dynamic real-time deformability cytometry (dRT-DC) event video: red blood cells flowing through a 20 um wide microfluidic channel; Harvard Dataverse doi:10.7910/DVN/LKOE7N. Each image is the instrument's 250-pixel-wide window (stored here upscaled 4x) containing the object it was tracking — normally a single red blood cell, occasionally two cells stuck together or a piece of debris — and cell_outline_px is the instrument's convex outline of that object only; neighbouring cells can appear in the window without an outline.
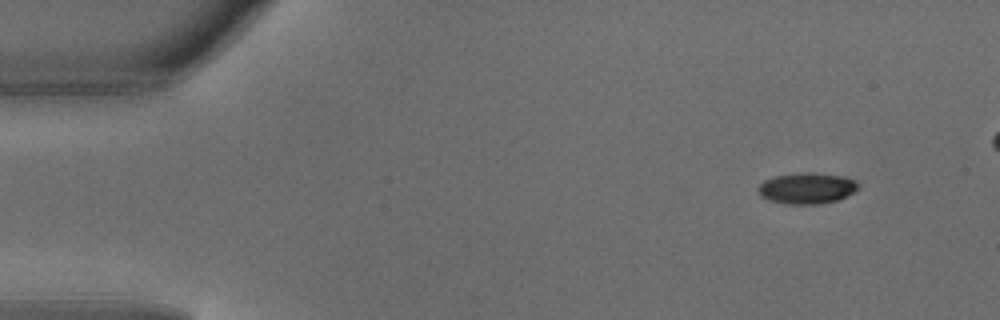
{"species": "common noctule bat (a hibernating species)", "species_latin": "Nyctalus noctula", "temperature_condition": "warm", "stored_images_in_passage": 4, "camera_frame_rate_fps": 3000, "um_per_image_px": 0.085, "animal": {"sex": "male", "body_mass_g": 18.8}, "frame": {"image": 1, "passage_image": 1, "time_ms": 0.0, "image_size_px": [1000, 320], "cell_outline_px": [[860, 188], [836, 200], [816, 204], [784, 204], [768, 200], [760, 196], [756, 192], [756, 188], [764, 180], [776, 176], [800, 172], [812, 172], [844, 176], [856, 180], [860, 184]], "centroid_in_image_um": [68.55, 15.99], "position_along_channel_um": 16.5, "area_um2": 18.32}}